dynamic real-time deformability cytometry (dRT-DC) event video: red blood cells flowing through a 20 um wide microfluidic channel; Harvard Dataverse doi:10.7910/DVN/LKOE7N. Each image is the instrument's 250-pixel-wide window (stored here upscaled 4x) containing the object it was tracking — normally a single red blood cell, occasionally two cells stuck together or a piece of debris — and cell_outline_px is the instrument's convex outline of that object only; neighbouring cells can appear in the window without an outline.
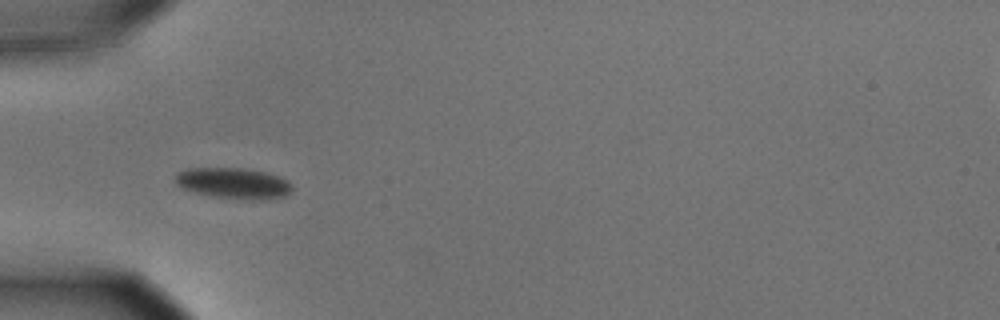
{"species": "common noctule bat (a hibernating species)", "species_latin": "Nyctalus noctula", "temperature_condition": "cold", "stored_images_in_passage": 14, "camera_frame_rate_fps": 3000, "um_per_image_px": 0.085, "animal": {"sex": "male", "body_mass_g": 15.6}, "frame": {"image": 1, "passage_image": 5, "time_ms": 1.333, "image_size_px": [1000, 320], "cell_outline_px": [[292, 192], [284, 196], [260, 200], [216, 196], [196, 192], [180, 188], [176, 184], [176, 172], [188, 168], [240, 168], [264, 172], [280, 176], [288, 180], [292, 184]], "centroid_in_image_um": [19.86, 15.56], "position_along_channel_um": 65.1, "area_um2": 20.87}}
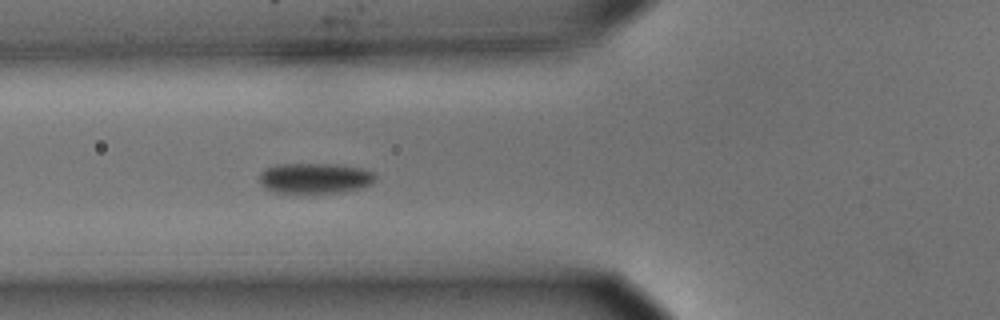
{"frame": {"image": 2, "passage_image": 8, "time_ms": 2.333, "image_size_px": [1000, 320], "cell_outline_px": [[376, 180], [372, 184], [360, 188], [344, 192], [308, 196], [284, 196], [272, 192], [264, 188], [260, 184], [260, 172], [264, 168], [276, 164], [340, 164], [364, 168], [372, 172], [376, 176]], "centroid_in_image_um": [26.71, 15.21], "position_along_channel_um": 99.1, "area_um2": 22.2}}
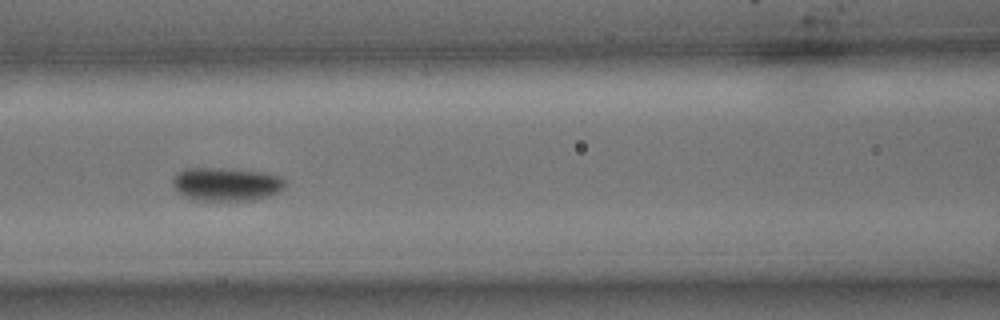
{"frame": {"image": 3, "passage_image": 12, "time_ms": 3.667, "image_size_px": [1000, 320], "cell_outline_px": [[284, 188], [280, 192], [268, 196], [252, 200], [192, 200], [184, 196], [172, 184], [172, 180], [176, 172], [184, 168], [228, 168], [264, 172], [280, 176], [284, 180]], "centroid_in_image_um": [19.23, 15.64], "position_along_channel_um": 147.4, "area_um2": 22.02}}